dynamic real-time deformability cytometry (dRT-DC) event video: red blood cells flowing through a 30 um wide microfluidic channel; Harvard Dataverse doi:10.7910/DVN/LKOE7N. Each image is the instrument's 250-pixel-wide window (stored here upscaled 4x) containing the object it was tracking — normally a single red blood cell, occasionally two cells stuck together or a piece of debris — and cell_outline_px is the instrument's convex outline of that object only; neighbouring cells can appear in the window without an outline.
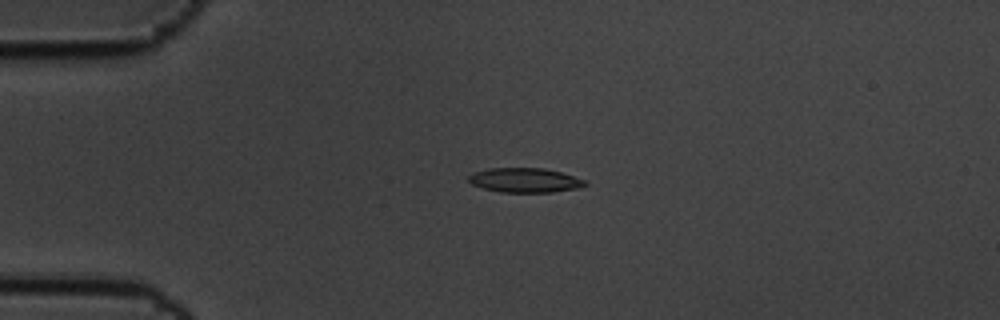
{"species": "common noctule bat (a hibernating species)", "species_latin": "Nyctalus noctula", "temperature_condition": "cold", "stored_images_in_passage": 4, "camera_frame_rate_fps": 3000, "um_per_image_px": 0.085, "animal": {"sex": "male", "body_mass_g": 19.5, "forearm_length_mm": 54.6}, "frame": {"image": 1, "passage_image": 3, "time_ms": 0.667, "image_size_px": [1000, 320], "cell_outline_px": [[588, 184], [576, 188], [552, 192], [500, 192], [484, 188], [472, 184], [468, 180], [468, 176], [472, 172], [488, 168], [544, 168], [560, 172], [584, 180]], "centroid_in_image_um": [44.56, 15.31], "position_along_channel_um": 40.4, "area_um2": 16.47}}